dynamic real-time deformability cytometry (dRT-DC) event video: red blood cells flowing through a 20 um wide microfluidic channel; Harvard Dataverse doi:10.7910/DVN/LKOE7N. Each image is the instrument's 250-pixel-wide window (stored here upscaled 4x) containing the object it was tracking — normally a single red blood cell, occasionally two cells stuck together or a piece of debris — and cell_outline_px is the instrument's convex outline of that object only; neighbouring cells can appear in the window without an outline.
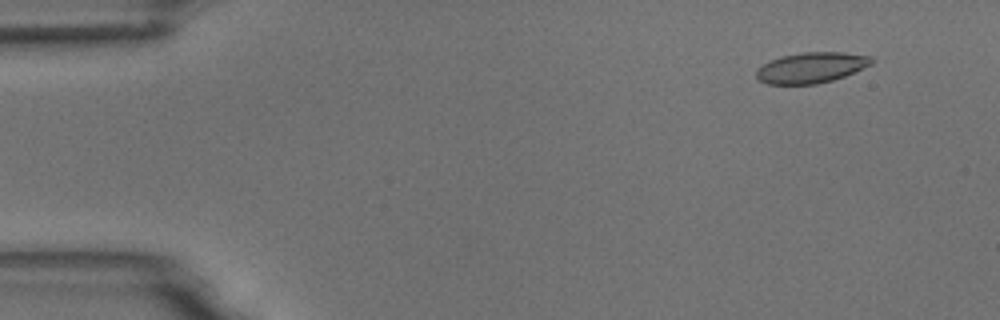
{"species": "common noctule bat (a hibernating species)", "species_latin": "Nyctalus noctula", "temperature_condition": "room temperature", "stored_images_in_passage": 6, "camera_frame_rate_fps": 3000, "um_per_image_px": 0.085, "animal": {"sex": "male", "body_mass_g": 18.8}, "frame": {"image": 1, "passage_image": 2, "time_ms": 1.333, "image_size_px": [1000, 320], "cell_outline_px": [[872, 64], [844, 76], [832, 80], [816, 84], [768, 84], [760, 80], [756, 76], [756, 68], [780, 56], [804, 52], [844, 52], [872, 56]], "centroid_in_image_um": [68.95, 5.74], "position_along_channel_um": 16.0, "area_um2": 20.46}}
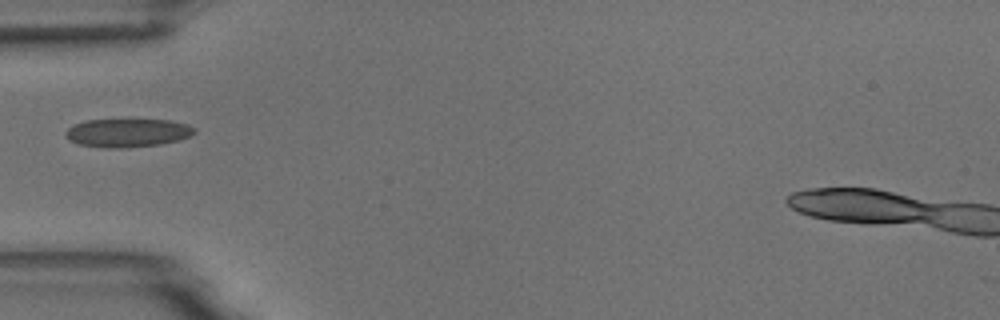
{"frame": {"image": 2, "passage_image": 5, "time_ms": 5.667, "image_size_px": [1000, 320], "cell_outline_px": [[196, 132], [180, 140], [160, 144], [124, 148], [100, 148], [76, 144], [68, 140], [64, 136], [64, 132], [72, 124], [84, 120], [168, 120], [188, 124], [196, 128]], "centroid_in_image_um": [10.78, 11.3], "position_along_channel_um": 74.2, "area_um2": 21.68}}